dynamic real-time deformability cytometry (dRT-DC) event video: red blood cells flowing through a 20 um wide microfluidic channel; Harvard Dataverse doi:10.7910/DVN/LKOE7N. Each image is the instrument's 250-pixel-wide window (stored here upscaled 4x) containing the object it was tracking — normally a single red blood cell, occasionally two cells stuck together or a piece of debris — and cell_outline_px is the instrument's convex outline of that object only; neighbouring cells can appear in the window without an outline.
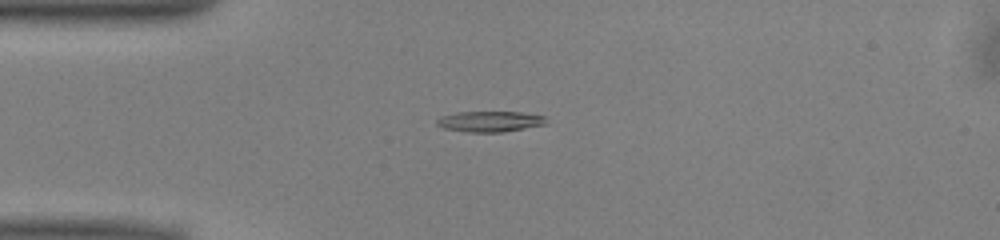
{"species": "common noctule bat (a hibernating species)", "species_latin": "Nyctalus noctula", "temperature_condition": "warm", "stored_images_in_passage": 33, "camera_frame_rate_fps": 3000, "um_per_image_px": 0.085, "animal": {"sex": "male", "body_mass_g": 13.0, "forearm_length_mm": 53.1}, "frame": {"image": 1, "passage_image": 2, "time_ms": 0.333, "image_size_px": [1000, 240], "cell_outline_px": [[548, 124], [504, 132], [468, 132], [444, 128], [436, 124], [436, 120], [440, 116], [456, 112], [520, 112], [548, 116]], "centroid_in_image_um": [41.7, 10.32], "position_along_channel_um": 43.3, "area_um2": 13.41}}
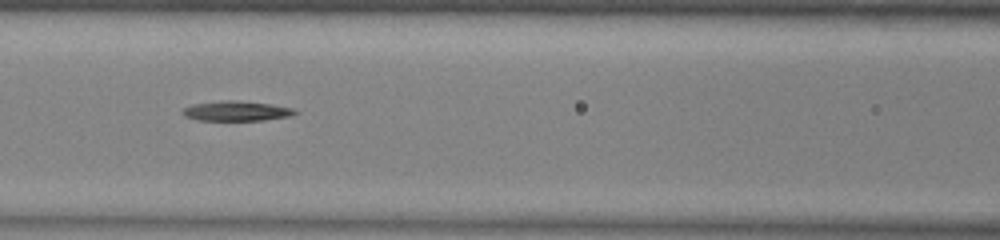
{"frame": {"image": 2, "passage_image": 11, "time_ms": 3.333, "image_size_px": [1000, 240], "cell_outline_px": [[300, 112], [292, 116], [264, 120], [196, 120], [184, 116], [180, 112], [184, 108], [192, 104], [228, 100], [232, 100], [272, 104], [292, 108]], "centroid_in_image_um": [20.11, 9.44], "position_along_channel_um": 146.5, "area_um2": 13.06}}
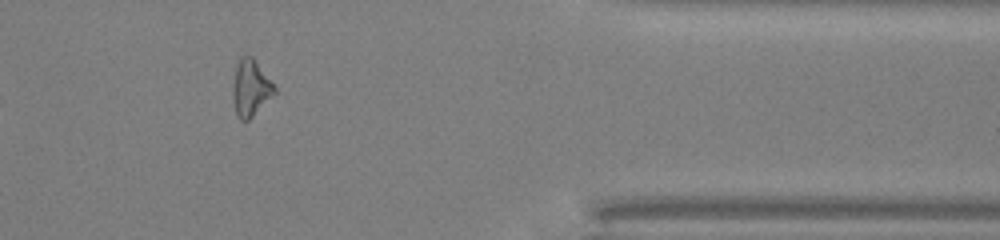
{"frame": {"image": 3, "passage_image": 31, "time_ms": 10.0, "image_size_px": [1000, 240], "cell_outline_px": [[276, 92], [248, 120], [240, 120], [236, 116], [232, 100], [232, 88], [236, 64], [240, 56], [252, 56], [276, 88]], "centroid_in_image_um": [21.26, 7.48], "position_along_channel_um": 390.1, "area_um2": 13.64}, "authors_computed_cell_mechanics": {"area_um2": 13.3518, "velocity_mm_per_s": 4.0576, "shape_relaxation_time_tau1_ms": 3.9582, "shape_relaxation_time_tau2_ms": null, "deformation_change_tau1": 0.1492, "deformation_change_tau2": null}}